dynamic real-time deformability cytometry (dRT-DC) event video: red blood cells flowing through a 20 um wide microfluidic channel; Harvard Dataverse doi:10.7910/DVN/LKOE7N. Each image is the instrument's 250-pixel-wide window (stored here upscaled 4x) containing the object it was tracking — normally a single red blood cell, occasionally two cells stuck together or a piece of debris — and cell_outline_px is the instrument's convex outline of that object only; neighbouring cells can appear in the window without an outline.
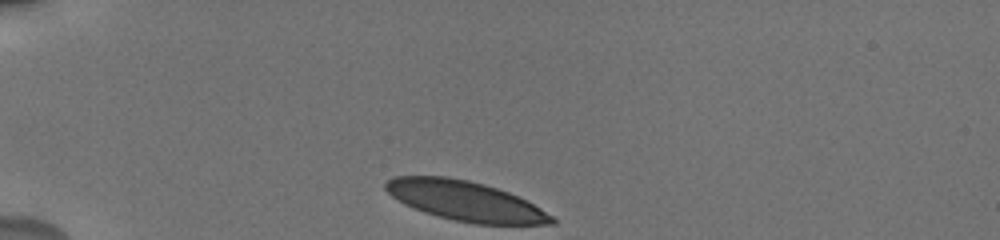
{"species": "human", "species_latin": "Homo sapiens", "temperature_condition": "cold", "stored_images_in_passage": 61, "camera_frame_rate_fps": 3000, "um_per_image_px": 0.085, "donor": {"sex": "male"}, "frame": {"image": 1, "passage_image": 1, "time_ms": 0.0, "image_size_px": [1000, 240], "cell_outline_px": [[556, 224], [476, 224], [452, 220], [424, 212], [404, 204], [392, 196], [384, 188], [384, 184], [388, 180], [396, 176], [448, 176], [468, 180], [484, 184], [508, 192], [540, 208], [552, 216], [556, 220]], "centroid_in_image_um": [39.52, 17.08], "position_along_channel_um": 45.5, "area_um2": 38.21}}
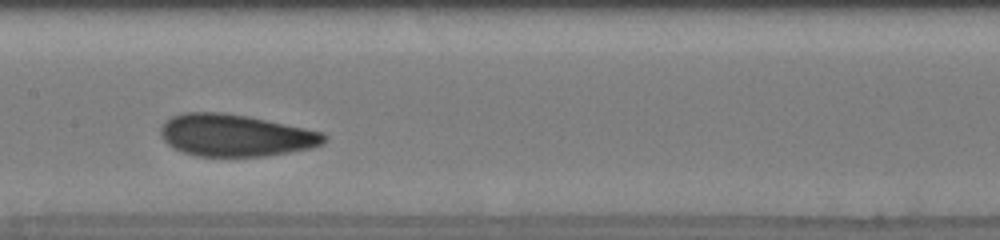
{"frame": {"image": 2, "passage_image": 32, "time_ms": 5.0, "image_size_px": [1000, 240], "cell_outline_px": [[328, 140], [324, 144], [312, 148], [264, 156], [196, 156], [180, 152], [172, 148], [160, 136], [160, 128], [172, 116], [184, 112], [220, 112], [248, 116], [324, 132], [328, 136]], "centroid_in_image_um": [20.03, 11.51], "position_along_channel_um": 187.4, "area_um2": 40.29}}
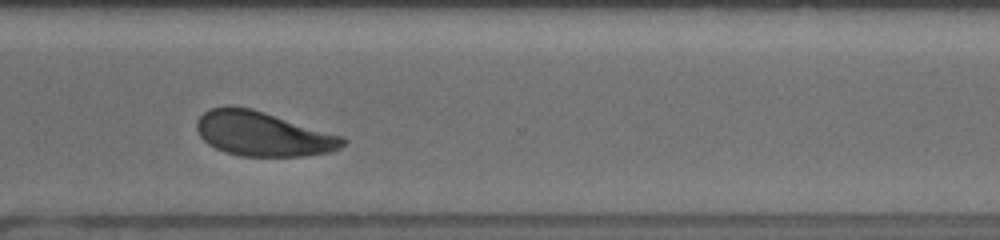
{"frame": {"image": 3, "passage_image": 60, "time_ms": 9.333, "image_size_px": [1000, 240], "cell_outline_px": [[348, 140], [340, 148], [332, 152], [304, 156], [240, 156], [224, 152], [208, 144], [200, 136], [196, 128], [196, 120], [208, 108], [228, 104], [252, 108], [344, 136]], "centroid_in_image_um": [22.34, 11.36], "position_along_channel_um": 348.3, "area_um2": 38.44}}